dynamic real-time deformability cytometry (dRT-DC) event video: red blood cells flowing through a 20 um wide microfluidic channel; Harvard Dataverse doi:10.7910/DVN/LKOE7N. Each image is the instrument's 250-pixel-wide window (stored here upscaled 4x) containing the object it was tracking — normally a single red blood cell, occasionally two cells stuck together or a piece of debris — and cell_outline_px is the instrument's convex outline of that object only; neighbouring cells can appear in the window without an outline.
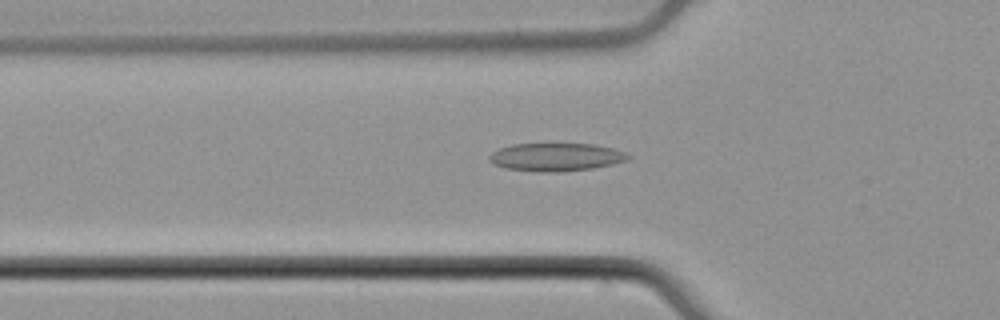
{"species": "common noctule bat (a hibernating species)", "species_latin": "Nyctalus noctula", "temperature_condition": "cold", "stored_images_in_passage": 39, "camera_frame_rate_fps": 3000, "um_per_image_px": 0.085, "animal": {"sex": "male", "body_mass_g": 21.5, "forearm_length_mm": 52.0}, "frame": {"image": 1, "passage_image": 5, "time_ms": 1.333, "image_size_px": [1000, 320], "cell_outline_px": [[632, 156], [628, 160], [612, 164], [592, 168], [556, 172], [536, 172], [504, 168], [488, 160], [488, 156], [492, 152], [500, 148], [512, 144], [592, 144], [612, 148], [628, 152]], "centroid_in_image_um": [47.27, 13.35], "position_along_channel_um": 78.5, "area_um2": 22.72}}
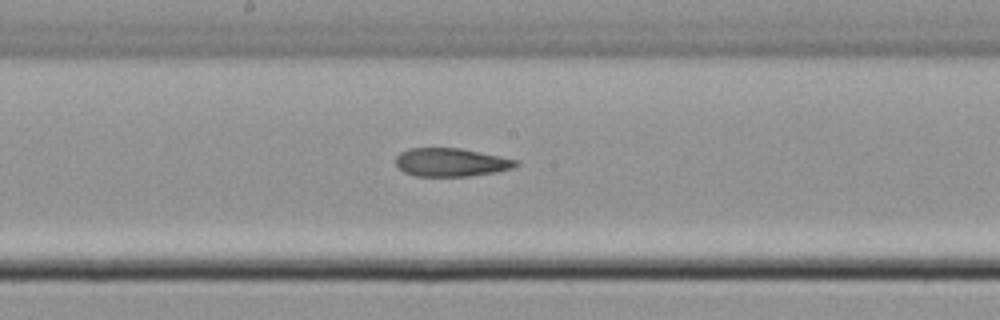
{"frame": {"image": 2, "passage_image": 15, "time_ms": 4.667, "image_size_px": [1000, 320], "cell_outline_px": [[520, 164], [512, 168], [496, 172], [468, 176], [416, 176], [404, 172], [396, 164], [396, 156], [400, 152], [408, 148], [460, 148], [520, 160]], "centroid_in_image_um": [38.36, 13.79], "position_along_channel_um": 209.8, "area_um2": 19.88}}
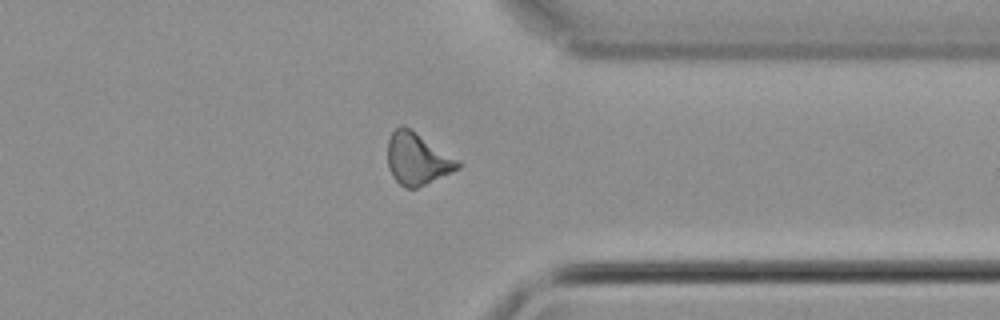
{"frame": {"image": 3, "passage_image": 28, "time_ms": 9.0, "image_size_px": [1000, 320], "cell_outline_px": [[460, 168], [416, 188], [404, 188], [392, 176], [388, 168], [388, 140], [392, 132], [400, 124], [408, 128], [456, 160], [460, 164]], "centroid_in_image_um": [35.4, 13.53], "position_along_channel_um": 376.0, "area_um2": 20.4}, "authors_computed_cell_mechanics": {"area_um2": 20.4034, "velocity_mm_per_s": 3.9343, "shape_relaxation_time_tau1_ms": null, "shape_relaxation_time_tau2_ms": 5.3076, "deformation_change_tau1": null, "deformation_change_tau2": 0.1198}}